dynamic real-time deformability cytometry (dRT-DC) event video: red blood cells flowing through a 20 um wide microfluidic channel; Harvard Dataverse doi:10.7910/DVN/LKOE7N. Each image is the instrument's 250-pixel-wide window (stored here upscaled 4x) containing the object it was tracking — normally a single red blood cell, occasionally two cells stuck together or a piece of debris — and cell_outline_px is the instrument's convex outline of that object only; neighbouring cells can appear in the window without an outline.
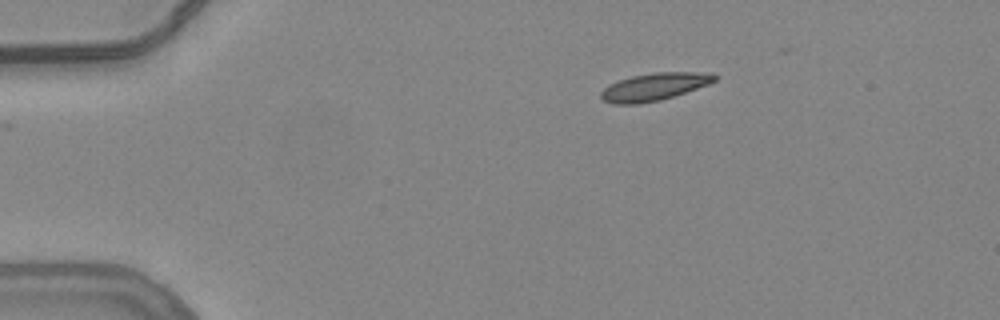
{"species": "common noctule bat (a hibernating species)", "species_latin": "Nyctalus noctula", "temperature_condition": "warm", "stored_images_in_passage": 19, "camera_frame_rate_fps": 3000, "um_per_image_px": 0.085, "animal": {"sex": "female", "body_mass_g": 24.6, "forearm_length_mm": 56.2}, "frame": {"image": 1, "passage_image": 1, "time_ms": 0.0, "image_size_px": [1000, 320], "cell_outline_px": [[720, 76], [716, 80], [708, 84], [660, 100], [636, 104], [612, 104], [604, 100], [600, 96], [600, 92], [608, 84], [632, 76], [656, 72], [712, 72]], "centroid_in_image_um": [55.62, 7.36], "position_along_channel_um": 29.4, "area_um2": 18.15}}
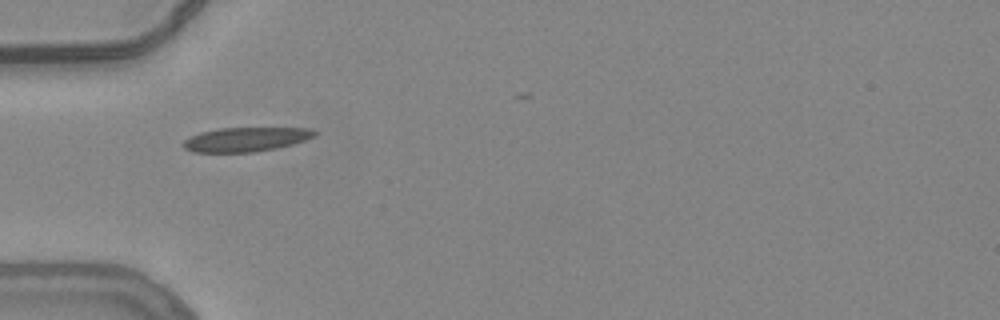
{"frame": {"image": 2, "passage_image": 9, "time_ms": 2.667, "image_size_px": [1000, 320], "cell_outline_px": [[316, 136], [292, 144], [276, 148], [252, 152], [192, 152], [184, 148], [180, 144], [184, 140], [200, 132], [220, 128], [312, 128], [316, 132]], "centroid_in_image_um": [20.87, 11.85], "position_along_channel_um": 64.1, "area_um2": 18.5}}
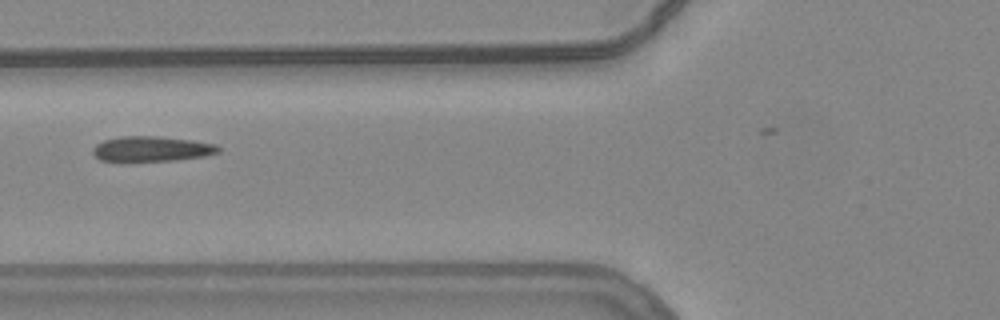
{"frame": {"image": 3, "passage_image": 13, "time_ms": 4.0, "image_size_px": [1000, 320], "cell_outline_px": [[220, 152], [204, 156], [172, 160], [100, 160], [92, 152], [92, 148], [96, 144], [104, 140], [120, 136], [156, 136], [192, 140], [216, 144], [220, 148]], "centroid_in_image_um": [12.9, 12.63], "position_along_channel_um": 112.9, "area_um2": 18.09}}